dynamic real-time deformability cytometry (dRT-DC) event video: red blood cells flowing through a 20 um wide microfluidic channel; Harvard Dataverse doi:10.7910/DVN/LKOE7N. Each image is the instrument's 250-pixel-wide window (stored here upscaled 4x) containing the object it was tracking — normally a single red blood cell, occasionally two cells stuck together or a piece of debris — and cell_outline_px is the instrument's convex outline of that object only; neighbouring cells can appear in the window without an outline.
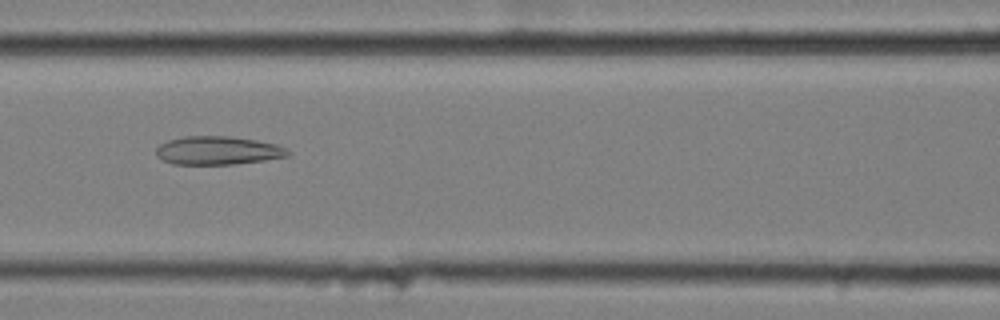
{"species": "common noctule bat (a hibernating species)", "species_latin": "Nyctalus noctula", "temperature_condition": "cold", "stored_images_in_passage": 57, "camera_frame_rate_fps": 3000, "um_per_image_px": 0.085, "animal": {"sex": "female", "body_mass_g": 25.1}, "frame": {"image": 1, "passage_image": 25, "time_ms": 8.0, "image_size_px": [1000, 320], "cell_outline_px": [[292, 152], [288, 156], [264, 160], [232, 164], [172, 164], [156, 156], [156, 148], [160, 144], [168, 140], [184, 136], [228, 136], [256, 140], [276, 144], [288, 148]], "centroid_in_image_um": [18.53, 12.79], "position_along_channel_um": 148.1, "area_um2": 21.85}}
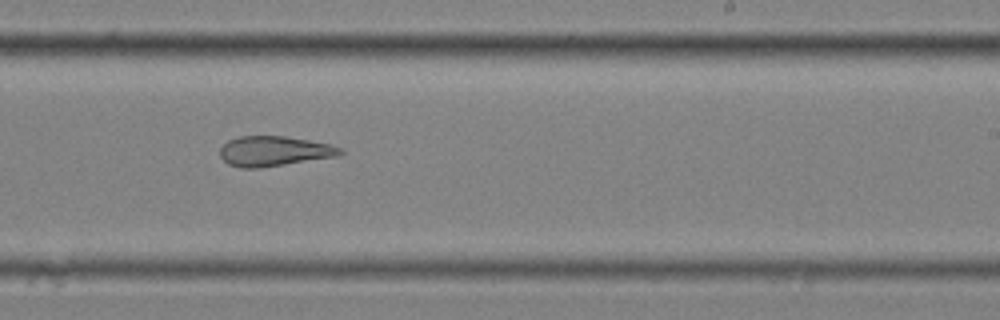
{"frame": {"image": 2, "passage_image": 35, "time_ms": 11.333, "image_size_px": [1000, 320], "cell_outline_px": [[344, 152], [336, 156], [260, 168], [240, 168], [228, 164], [220, 156], [220, 148], [228, 140], [240, 136], [284, 136], [308, 140], [328, 144], [340, 148]], "centroid_in_image_um": [23.24, 12.85], "position_along_channel_um": 265.8, "area_um2": 20.81}}
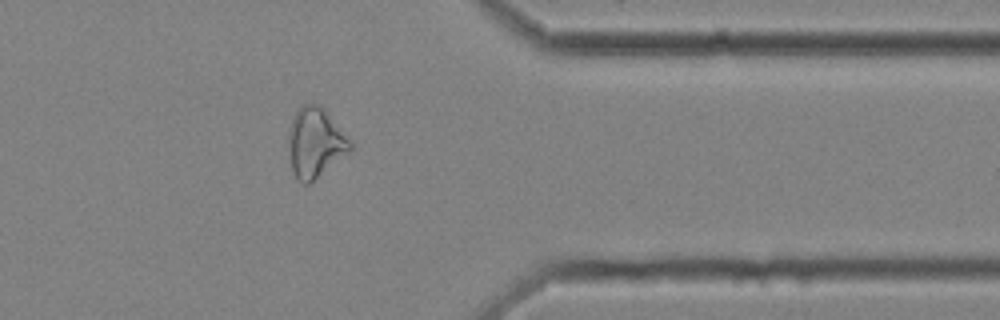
{"frame": {"image": 3, "passage_image": 46, "time_ms": 15.0, "image_size_px": [1000, 320], "cell_outline_px": [[352, 148], [348, 152], [308, 184], [300, 184], [296, 180], [292, 172], [288, 144], [288, 128], [296, 112], [304, 104], [320, 104], [324, 108], [352, 144]], "centroid_in_image_um": [26.74, 12.14], "position_along_channel_um": 384.7, "area_um2": 24.68}, "authors_computed_cell_mechanics": {"area_um2": 26.1834, "velocity_mm_per_s": 3.5391, "shape_relaxation_time_tau1_ms": null, "shape_relaxation_time_tau2_ms": 3.2733, "deformation_change_tau1": null, "deformation_change_tau2": 0.1282}}